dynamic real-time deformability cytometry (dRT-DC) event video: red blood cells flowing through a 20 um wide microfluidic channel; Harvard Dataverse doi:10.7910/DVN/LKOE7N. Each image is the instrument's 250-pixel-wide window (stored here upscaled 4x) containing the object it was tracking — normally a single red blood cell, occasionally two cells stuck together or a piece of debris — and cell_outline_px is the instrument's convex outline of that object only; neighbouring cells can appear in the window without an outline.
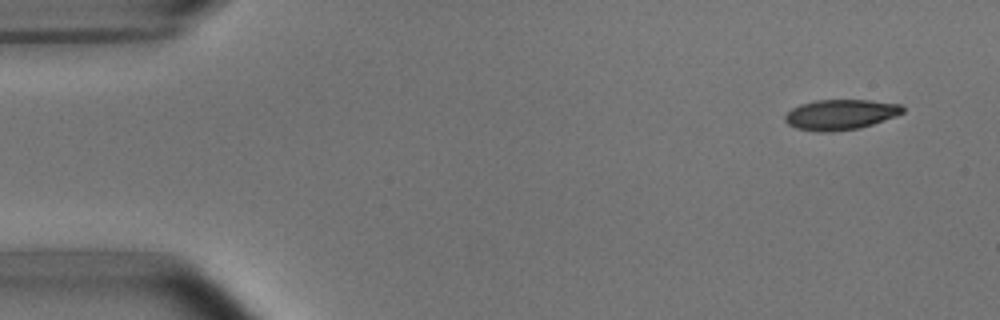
{"species": "common noctule bat (a hibernating species)", "species_latin": "Nyctalus noctula", "temperature_condition": "room temperature", "stored_images_in_passage": 4, "camera_frame_rate_fps": 3000, "um_per_image_px": 0.085, "animal": {"sex": "male", "body_mass_g": 15.6}, "frame": {"image": 1, "passage_image": 1, "time_ms": 0.0, "image_size_px": [1000, 320], "cell_outline_px": [[904, 112], [896, 116], [860, 128], [832, 132], [820, 132], [796, 128], [788, 124], [784, 120], [784, 116], [792, 108], [800, 104], [816, 100], [868, 100], [904, 104]], "centroid_in_image_um": [71.46, 9.74], "position_along_channel_um": 13.5, "area_um2": 20.92}}
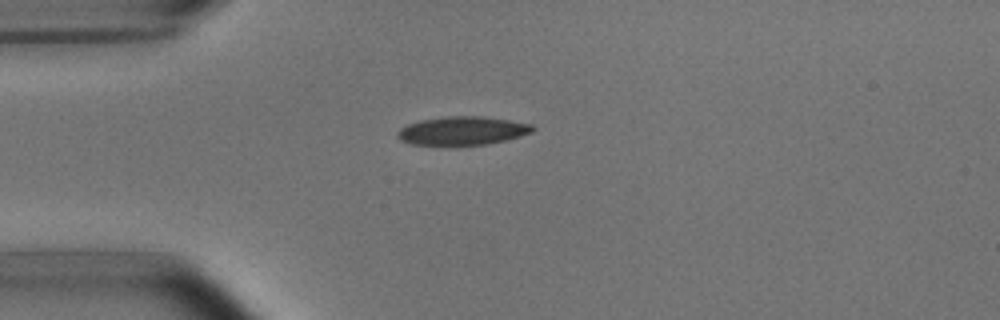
{"frame": {"image": 2, "passage_image": 4, "time_ms": 3.333, "image_size_px": [1000, 320], "cell_outline_px": [[536, 128], [532, 132], [504, 140], [488, 144], [456, 148], [412, 144], [400, 140], [396, 136], [396, 132], [400, 128], [408, 124], [420, 120], [448, 116], [484, 116], [532, 124]], "centroid_in_image_um": [39.25, 11.15], "position_along_channel_um": 45.8, "area_um2": 23.24}}